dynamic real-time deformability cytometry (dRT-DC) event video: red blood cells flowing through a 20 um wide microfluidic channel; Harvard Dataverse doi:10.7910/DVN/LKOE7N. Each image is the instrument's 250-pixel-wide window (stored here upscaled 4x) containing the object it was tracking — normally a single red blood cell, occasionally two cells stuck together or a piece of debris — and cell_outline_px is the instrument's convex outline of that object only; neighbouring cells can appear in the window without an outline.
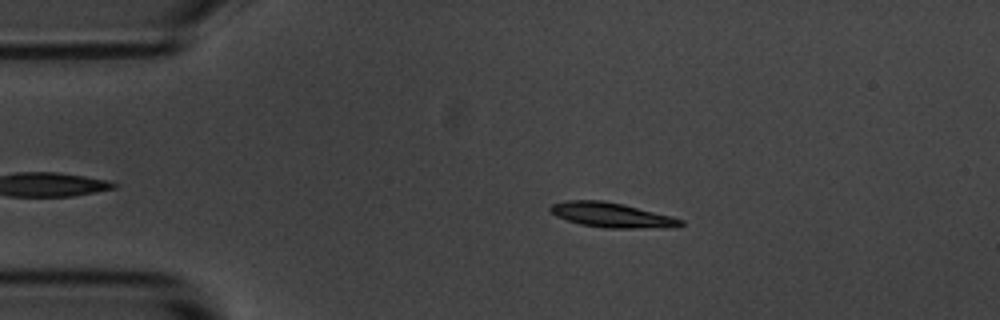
{"species": "common noctule bat (a hibernating species)", "species_latin": "Nyctalus noctula", "temperature_condition": "room temperature", "stored_images_in_passage": 47, "camera_frame_rate_fps": 3000, "um_per_image_px": 0.085, "animal": {"sex": "male", "body_mass_g": 20.1, "forearm_length_mm": 53.5}, "frame": {"image": 1, "passage_image": 9, "time_ms": 2.667, "image_size_px": [1000, 320], "cell_outline_px": [[684, 224], [632, 228], [608, 228], [580, 224], [556, 216], [548, 208], [552, 204], [568, 200], [604, 200], [624, 204], [672, 216], [684, 220]], "centroid_in_image_um": [51.9, 18.25], "position_along_channel_um": 33.1, "area_um2": 18.32}}
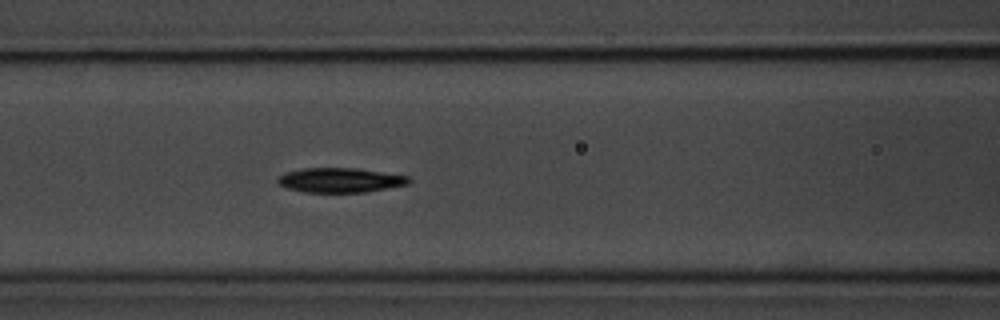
{"frame": {"image": 2, "passage_image": 21, "time_ms": 6.667, "image_size_px": [1000, 320], "cell_outline_px": [[412, 180], [408, 184], [368, 192], [304, 192], [288, 188], [280, 184], [276, 180], [284, 172], [300, 168], [356, 168], [408, 176]], "centroid_in_image_um": [28.91, 15.31], "position_along_channel_um": 137.7, "area_um2": 18.79}}
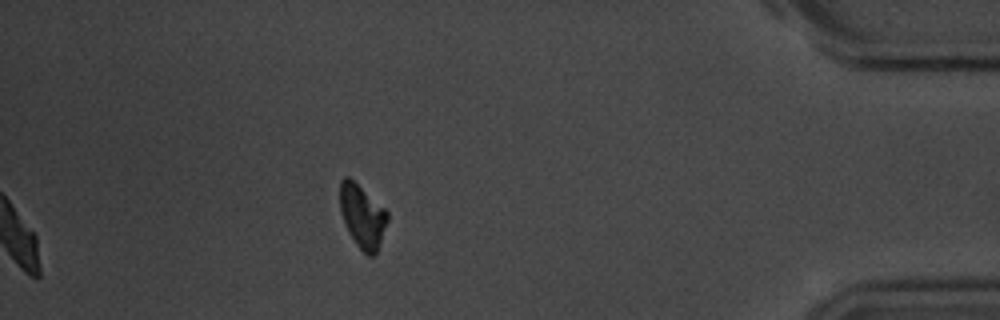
{"frame": {"image": 3, "passage_image": 47, "time_ms": 15.333, "image_size_px": [1000, 320], "cell_outline_px": [[388, 220], [376, 252], [372, 256], [368, 256], [356, 244], [340, 212], [340, 180], [344, 176], [348, 176], [384, 208], [388, 212]], "centroid_in_image_um": [30.79, 18.35], "position_along_channel_um": 404.4, "area_um2": 16.99}, "authors_computed_cell_mechanics": {"area_um2": 18.5538, "velocity_mm_per_s": 3.627, "shape_relaxation_time_tau1_ms": 2.0058, "shape_relaxation_time_tau2_ms": null, "deformation_change_tau1": 0.1393, "deformation_change_tau2": null}}